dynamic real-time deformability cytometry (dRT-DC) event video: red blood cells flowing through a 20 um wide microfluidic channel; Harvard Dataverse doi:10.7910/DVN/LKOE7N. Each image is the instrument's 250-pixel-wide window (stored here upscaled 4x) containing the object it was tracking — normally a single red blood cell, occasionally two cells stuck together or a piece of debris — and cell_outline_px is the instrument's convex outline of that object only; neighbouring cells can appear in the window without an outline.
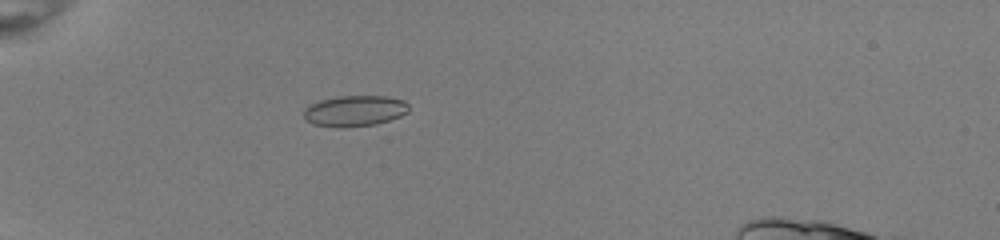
{"species": "common noctule bat (a hibernating species)", "species_latin": "Nyctalus noctula", "temperature_condition": "room temperature", "stored_images_in_passage": 37, "camera_frame_rate_fps": 3000, "um_per_image_px": 0.085, "animal": {"sex": "female", "body_mass_g": 22.0, "forearm_length_mm": 56.7}, "frame": {"image": 1, "passage_image": 2, "time_ms": 0.333, "image_size_px": [1000, 240], "cell_outline_px": [[408, 112], [400, 116], [376, 124], [344, 128], [340, 128], [312, 124], [304, 120], [304, 108], [320, 100], [336, 96], [388, 96], [404, 100], [408, 104]], "centroid_in_image_um": [30.13, 9.43], "position_along_channel_um": 54.9, "area_um2": 19.07}}
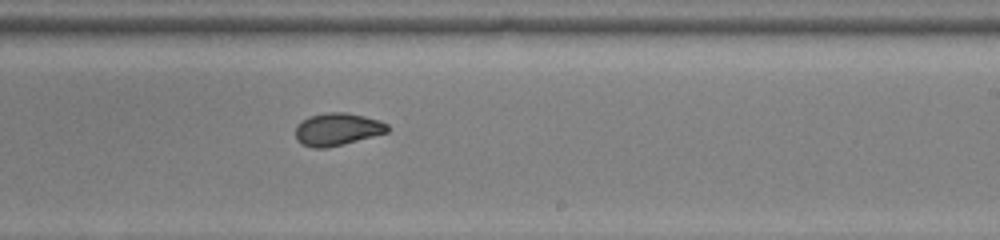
{"frame": {"image": 2, "passage_image": 19, "time_ms": 6.0, "image_size_px": [1000, 240], "cell_outline_px": [[388, 132], [324, 148], [312, 148], [296, 140], [296, 124], [300, 120], [308, 116], [328, 112], [344, 112], [364, 116], [380, 120], [388, 124]], "centroid_in_image_um": [28.63, 10.96], "position_along_channel_um": 260.4, "area_um2": 17.28}}
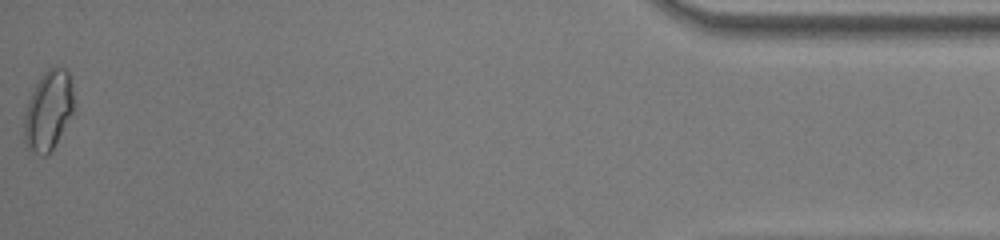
{"frame": {"image": 3, "passage_image": 37, "time_ms": 12.0, "image_size_px": [1000, 240], "cell_outline_px": [[76, 108], [52, 152], [44, 156], [40, 156], [28, 152], [24, 140], [24, 116], [28, 100], [40, 76], [48, 68], [68, 68], [72, 84]], "centroid_in_image_um": [4.13, 9.44], "position_along_channel_um": 431.1, "area_um2": 23.81}, "authors_computed_cell_mechanics": {"area_um2": 17.8602, "velocity_mm_per_s": 4.0286, "shape_relaxation_time_tau1_ms": null, "shape_relaxation_time_tau2_ms": 1.0801, "deformation_change_tau1": null, "deformation_change_tau2": 0.0564}}